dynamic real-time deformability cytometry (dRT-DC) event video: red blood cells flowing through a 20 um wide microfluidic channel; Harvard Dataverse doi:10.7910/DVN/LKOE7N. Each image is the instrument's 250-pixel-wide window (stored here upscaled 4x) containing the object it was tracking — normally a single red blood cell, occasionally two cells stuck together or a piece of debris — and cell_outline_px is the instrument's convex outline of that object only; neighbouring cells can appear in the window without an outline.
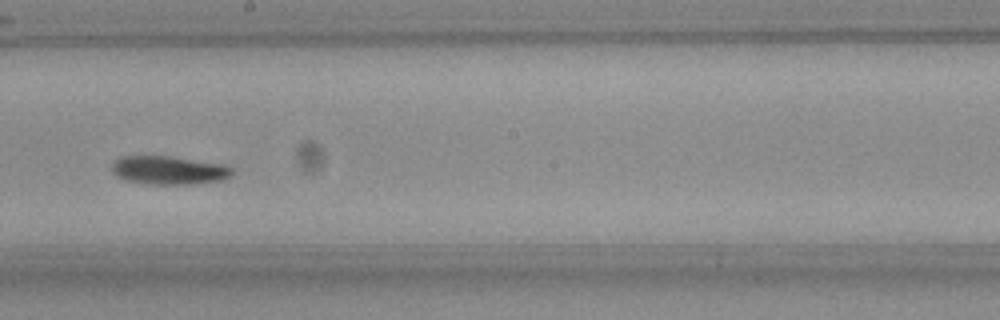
{"species": "Egyptian fruit bat (a non-hibernating species)", "species_latin": "Rousettus aegyptiacus", "temperature_condition": "room temperature", "stored_images_in_passage": 9, "camera_frame_rate_fps": 3000, "um_per_image_px": 0.085, "frame": {"image": 1, "passage_image": 7, "time_ms": 2.0, "image_size_px": [1000, 320], "cell_outline_px": [[232, 176], [224, 180], [192, 184], [148, 184], [128, 180], [116, 176], [112, 172], [112, 164], [120, 156], [168, 156], [224, 164], [232, 168]], "centroid_in_image_um": [14.37, 14.47], "position_along_channel_um": 233.8, "area_um2": 19.94}}
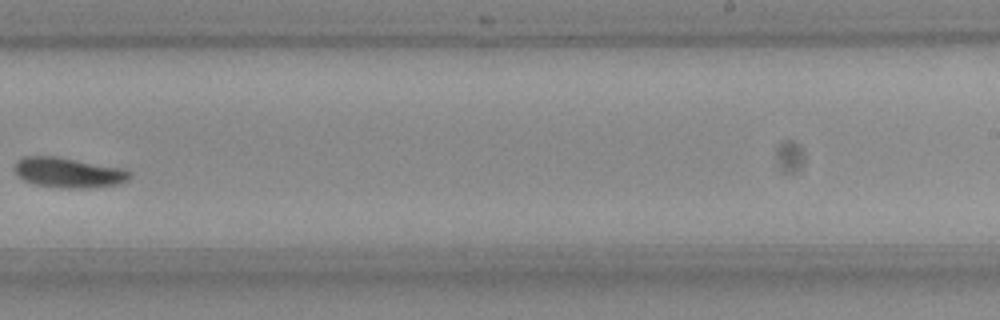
{"frame": {"image": 2, "passage_image": 8, "time_ms": 2.333, "image_size_px": [1000, 320], "cell_outline_px": [[132, 176], [128, 180], [116, 184], [88, 188], [60, 188], [32, 184], [16, 176], [12, 168], [16, 160], [24, 156], [56, 156], [124, 168], [132, 172]], "centroid_in_image_um": [5.77, 14.66], "position_along_channel_um": 283.2, "area_um2": 20.63}}